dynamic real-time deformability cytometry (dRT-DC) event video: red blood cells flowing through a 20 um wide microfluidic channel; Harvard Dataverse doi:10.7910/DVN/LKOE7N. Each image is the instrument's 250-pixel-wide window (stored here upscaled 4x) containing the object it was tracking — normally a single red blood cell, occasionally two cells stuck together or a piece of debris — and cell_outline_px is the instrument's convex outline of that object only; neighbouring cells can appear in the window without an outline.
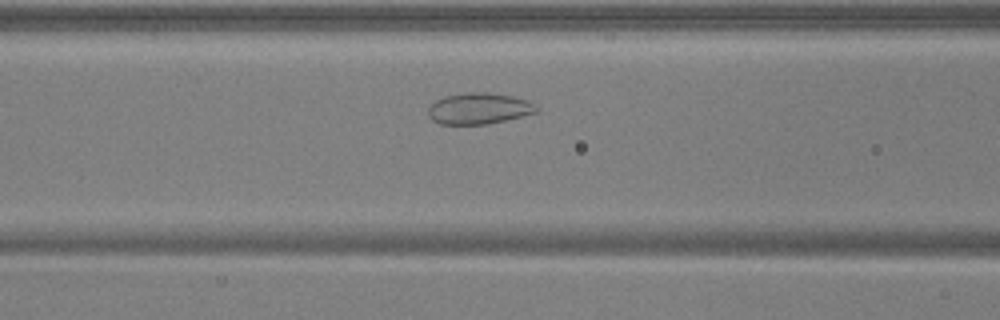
{"species": "common noctule bat (a hibernating species)", "species_latin": "Nyctalus noctula", "temperature_condition": "warm", "stored_images_in_passage": 40, "camera_frame_rate_fps": 3000, "um_per_image_px": 0.085, "animal": {"sex": "male", "body_mass_g": 17.9, "forearm_length_mm": 54.2}, "frame": {"image": 1, "passage_image": 16, "time_ms": 5.0, "image_size_px": [1000, 320], "cell_outline_px": [[540, 108], [536, 112], [488, 124], [440, 124], [432, 120], [428, 116], [428, 108], [436, 100], [444, 96], [468, 92], [484, 92], [512, 96], [528, 100], [536, 104]], "centroid_in_image_um": [40.7, 9.22], "position_along_channel_um": 125.9, "area_um2": 19.65}}
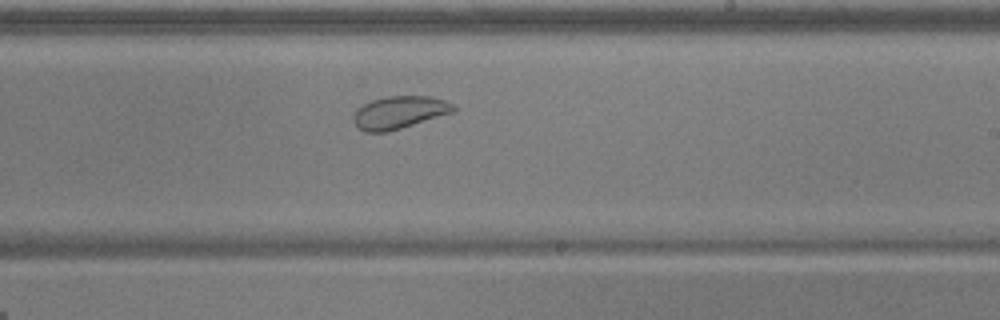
{"frame": {"image": 2, "passage_image": 26, "time_ms": 8.333, "image_size_px": [1000, 320], "cell_outline_px": [[456, 112], [388, 132], [364, 132], [352, 120], [352, 116], [356, 108], [372, 100], [388, 96], [428, 96], [444, 100], [452, 104], [456, 108]], "centroid_in_image_um": [33.94, 9.56], "position_along_channel_um": 255.1, "area_um2": 19.13}}
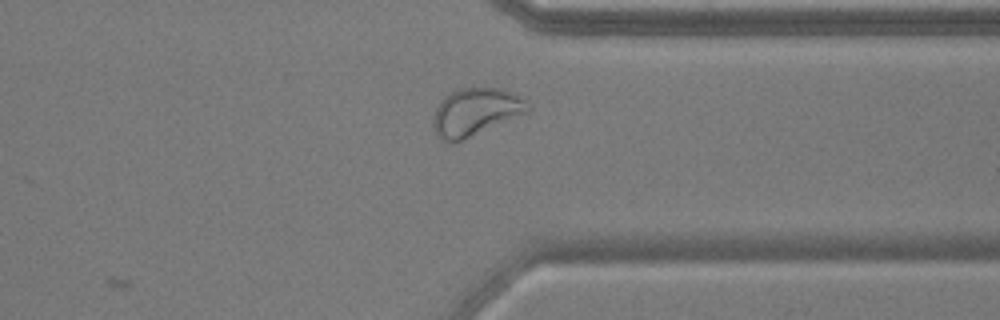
{"frame": {"image": 3, "passage_image": 35, "time_ms": 11.333, "image_size_px": [1000, 320], "cell_outline_px": [[532, 108], [528, 112], [464, 140], [444, 140], [436, 136], [432, 124], [436, 108], [444, 96], [460, 88], [500, 88], [520, 96]], "centroid_in_image_um": [40.43, 9.51], "position_along_channel_um": 371.0, "area_um2": 25.95}, "authors_computed_cell_mechanics": {"area_um2": 20.0855, "velocity_mm_per_s": 3.8833, "shape_relaxation_time_tau1_ms": null, "shape_relaxation_time_tau2_ms": 1.0029, "deformation_change_tau1": null, "deformation_change_tau2": 0.0497}}